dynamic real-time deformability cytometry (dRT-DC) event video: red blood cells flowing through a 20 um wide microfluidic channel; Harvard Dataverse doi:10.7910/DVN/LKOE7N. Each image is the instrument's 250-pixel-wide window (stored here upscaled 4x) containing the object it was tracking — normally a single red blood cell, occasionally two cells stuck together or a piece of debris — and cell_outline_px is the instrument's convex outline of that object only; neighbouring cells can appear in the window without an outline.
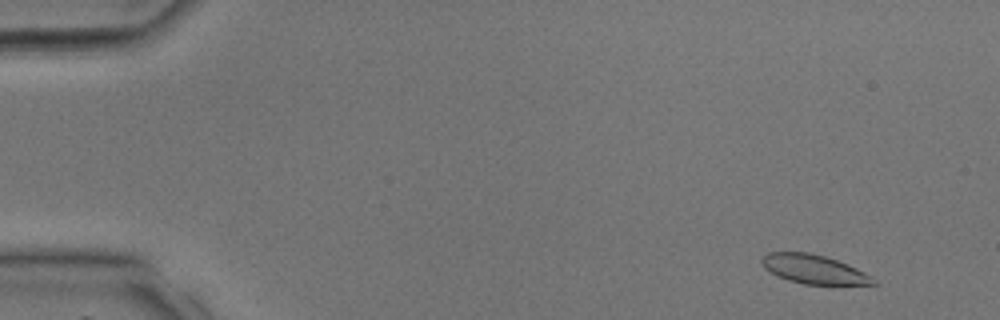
{"species": "common noctule bat (a hibernating species)", "species_latin": "Nyctalus noctula", "temperature_condition": "room temperature", "stored_images_in_passage": 38, "camera_frame_rate_fps": 3000, "um_per_image_px": 0.085, "animal": {"sex": "male", "body_mass_g": 17.9, "forearm_length_mm": 54.2}, "frame": {"image": 1, "passage_image": 3, "time_ms": 0.667, "image_size_px": [1000, 320], "cell_outline_px": [[880, 284], [804, 284], [788, 280], [764, 268], [760, 260], [768, 252], [808, 252], [824, 256], [848, 264], [872, 276]], "centroid_in_image_um": [69.19, 22.88], "position_along_channel_um": 15.8, "area_um2": 18.61}}
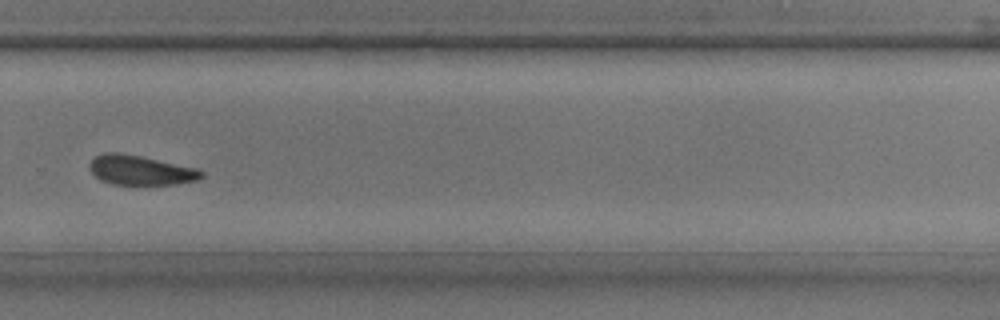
{"frame": {"image": 2, "passage_image": 27, "time_ms": 8.667, "image_size_px": [1000, 320], "cell_outline_px": [[204, 176], [200, 180], [176, 184], [112, 184], [100, 180], [88, 168], [88, 164], [96, 156], [104, 152], [116, 152], [140, 156], [196, 168], [204, 172]], "centroid_in_image_um": [11.95, 14.47], "position_along_channel_um": 317.9, "area_um2": 19.25}}
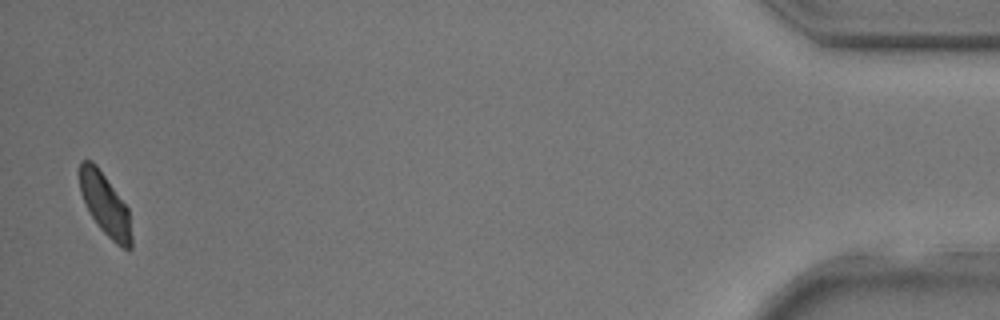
{"frame": {"image": 3, "passage_image": 38, "time_ms": 12.333, "image_size_px": [1000, 320], "cell_outline_px": [[132, 248], [124, 248], [116, 244], [100, 228], [92, 216], [80, 192], [80, 160], [92, 160], [96, 164], [128, 208], [132, 236]], "centroid_in_image_um": [8.95, 17.38], "position_along_channel_um": 426.3, "area_um2": 18.38}}